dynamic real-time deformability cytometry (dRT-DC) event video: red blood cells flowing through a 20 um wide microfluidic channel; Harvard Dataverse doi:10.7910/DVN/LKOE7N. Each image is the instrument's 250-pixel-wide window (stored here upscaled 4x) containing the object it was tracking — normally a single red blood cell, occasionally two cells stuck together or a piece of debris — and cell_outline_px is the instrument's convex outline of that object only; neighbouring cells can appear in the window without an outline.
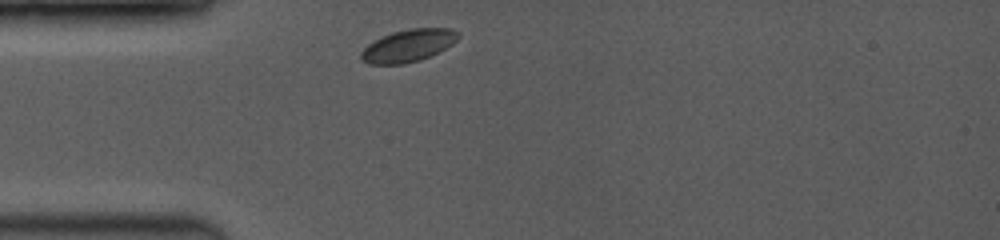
{"species": "common noctule bat (a hibernating species)", "species_latin": "Nyctalus noctula", "temperature_condition": "room temperature", "stored_images_in_passage": 4, "camera_frame_rate_fps": 3500, "um_per_image_px": 0.085, "animal": {"sex": "female", "body_mass_g": 19.0, "forearm_length_mm": 53.3}, "frame": {"image": 1, "passage_image": 1, "time_ms": 0.0, "image_size_px": [1000, 240], "cell_outline_px": [[460, 36], [452, 44], [420, 60], [400, 64], [368, 64], [360, 60], [360, 52], [372, 40], [392, 32], [408, 28], [452, 28], [460, 32]], "centroid_in_image_um": [34.66, 3.86], "position_along_channel_um": 50.3, "area_um2": 18.38}}
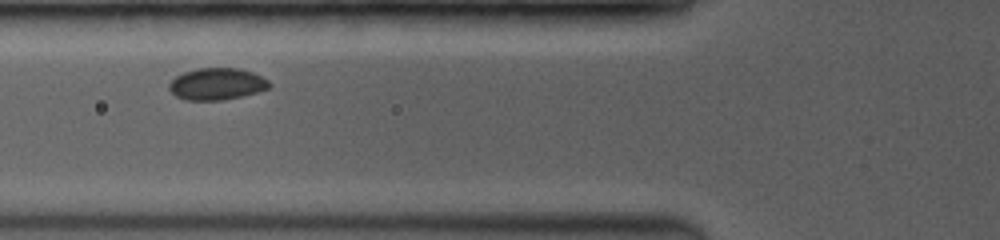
{"frame": {"image": 2, "passage_image": 3, "time_ms": 1.714, "image_size_px": [1000, 240], "cell_outline_px": [[272, 84], [268, 88], [256, 92], [224, 100], [184, 100], [176, 96], [168, 88], [168, 84], [176, 76], [184, 72], [196, 68], [240, 68], [252, 72], [268, 80]], "centroid_in_image_um": [18.41, 7.13], "position_along_channel_um": 107.4, "area_um2": 18.55}}
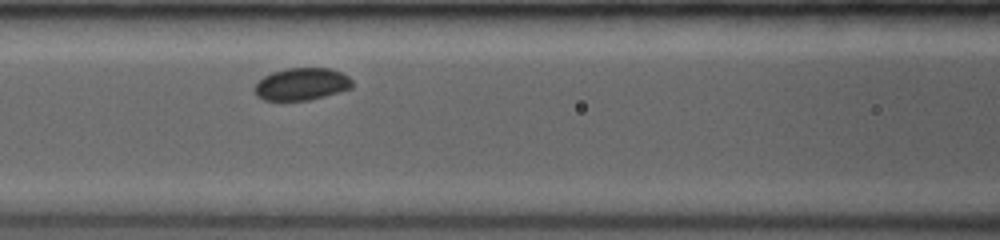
{"frame": {"image": 3, "passage_image": 4, "time_ms": 2.571, "image_size_px": [1000, 240], "cell_outline_px": [[352, 88], [324, 96], [308, 100], [264, 100], [256, 96], [252, 92], [252, 88], [264, 76], [272, 72], [288, 68], [332, 68], [348, 76], [352, 80]], "centroid_in_image_um": [25.61, 7.15], "position_along_channel_um": 141.0, "area_um2": 18.44}}